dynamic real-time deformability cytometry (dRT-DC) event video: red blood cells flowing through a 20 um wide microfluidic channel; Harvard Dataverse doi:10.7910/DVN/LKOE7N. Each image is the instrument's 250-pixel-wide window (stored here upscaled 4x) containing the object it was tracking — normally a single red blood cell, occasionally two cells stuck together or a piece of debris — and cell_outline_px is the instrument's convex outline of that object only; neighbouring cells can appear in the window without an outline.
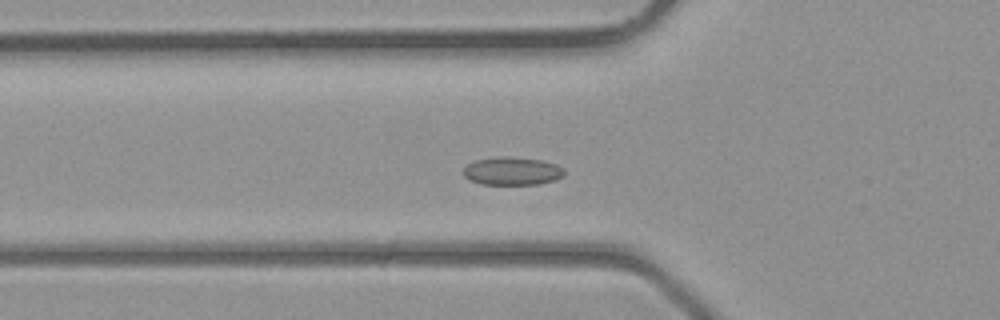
{"species": "common noctule bat (a hibernating species)", "species_latin": "Nyctalus noctula", "temperature_condition": "room temperature", "stored_images_in_passage": 33, "camera_frame_rate_fps": 3000, "um_per_image_px": 0.085, "animal": {"sex": "male", "body_mass_g": 23.1, "forearm_length_mm": 52.7}, "frame": {"image": 1, "passage_image": 12, "time_ms": 3.667, "image_size_px": [1000, 320], "cell_outline_px": [[564, 176], [556, 180], [540, 184], [480, 184], [464, 176], [464, 168], [468, 164], [476, 160], [496, 156], [508, 156], [540, 160], [556, 164], [564, 168]], "centroid_in_image_um": [43.57, 14.54], "position_along_channel_um": 82.2, "area_um2": 16.53}}
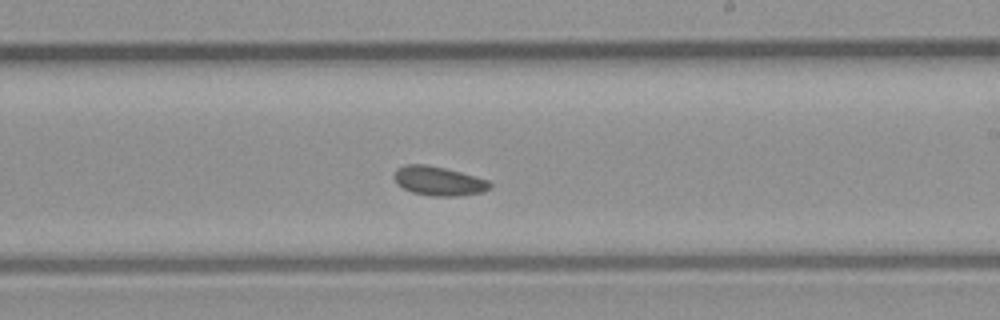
{"frame": {"image": 2, "passage_image": 22, "time_ms": 7.0, "image_size_px": [1000, 320], "cell_outline_px": [[492, 188], [484, 192], [456, 196], [432, 196], [412, 192], [404, 188], [396, 180], [396, 168], [404, 164], [424, 164], [444, 168], [460, 172], [488, 180], [492, 184]], "centroid_in_image_um": [37.33, 15.39], "position_along_channel_um": 251.7, "area_um2": 16.07}}
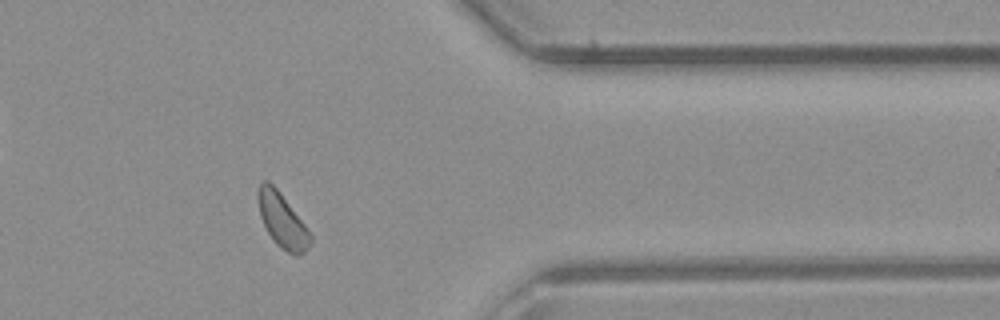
{"frame": {"image": 3, "passage_image": 31, "time_ms": 10.0, "image_size_px": [1000, 320], "cell_outline_px": [[312, 244], [304, 252], [296, 256], [280, 248], [276, 244], [268, 232], [260, 216], [256, 196], [256, 192], [260, 184], [264, 180], [268, 180], [280, 192], [304, 224], [312, 236]], "centroid_in_image_um": [23.97, 18.74], "position_along_channel_um": 387.4, "area_um2": 16.53}}